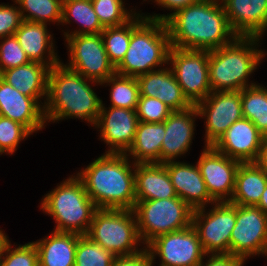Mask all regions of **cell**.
Segmentation results:
<instances>
[{"label": "cell", "mask_w": 267, "mask_h": 266, "mask_svg": "<svg viewBox=\"0 0 267 266\" xmlns=\"http://www.w3.org/2000/svg\"><path fill=\"white\" fill-rule=\"evenodd\" d=\"M260 39L262 38L237 36L231 43L209 51L212 92L241 91L257 84L252 81L249 83L248 79L266 55L264 50L258 48Z\"/></svg>", "instance_id": "cell-4"}, {"label": "cell", "mask_w": 267, "mask_h": 266, "mask_svg": "<svg viewBox=\"0 0 267 266\" xmlns=\"http://www.w3.org/2000/svg\"><path fill=\"white\" fill-rule=\"evenodd\" d=\"M197 106L173 111L165 123V136L161 145L160 163L175 161L189 151L194 136Z\"/></svg>", "instance_id": "cell-19"}, {"label": "cell", "mask_w": 267, "mask_h": 266, "mask_svg": "<svg viewBox=\"0 0 267 266\" xmlns=\"http://www.w3.org/2000/svg\"><path fill=\"white\" fill-rule=\"evenodd\" d=\"M65 39L70 59L69 63L64 64L67 68L100 84L116 73L114 65L109 61L101 33L67 36Z\"/></svg>", "instance_id": "cell-11"}, {"label": "cell", "mask_w": 267, "mask_h": 266, "mask_svg": "<svg viewBox=\"0 0 267 266\" xmlns=\"http://www.w3.org/2000/svg\"><path fill=\"white\" fill-rule=\"evenodd\" d=\"M133 211L143 246L160 235L185 229L192 224L193 209L179 197L136 200Z\"/></svg>", "instance_id": "cell-8"}, {"label": "cell", "mask_w": 267, "mask_h": 266, "mask_svg": "<svg viewBox=\"0 0 267 266\" xmlns=\"http://www.w3.org/2000/svg\"><path fill=\"white\" fill-rule=\"evenodd\" d=\"M267 185V172L255 162L241 163L236 172L235 189L230 203L256 206Z\"/></svg>", "instance_id": "cell-28"}, {"label": "cell", "mask_w": 267, "mask_h": 266, "mask_svg": "<svg viewBox=\"0 0 267 266\" xmlns=\"http://www.w3.org/2000/svg\"><path fill=\"white\" fill-rule=\"evenodd\" d=\"M0 266H39L36 246L29 242L12 248L9 240L0 254Z\"/></svg>", "instance_id": "cell-36"}, {"label": "cell", "mask_w": 267, "mask_h": 266, "mask_svg": "<svg viewBox=\"0 0 267 266\" xmlns=\"http://www.w3.org/2000/svg\"><path fill=\"white\" fill-rule=\"evenodd\" d=\"M70 1H78V0H62V2H70Z\"/></svg>", "instance_id": "cell-47"}, {"label": "cell", "mask_w": 267, "mask_h": 266, "mask_svg": "<svg viewBox=\"0 0 267 266\" xmlns=\"http://www.w3.org/2000/svg\"><path fill=\"white\" fill-rule=\"evenodd\" d=\"M50 68L38 62H29L25 65L3 71L0 77L22 94L35 98L44 106L41 99L47 97L48 75Z\"/></svg>", "instance_id": "cell-25"}, {"label": "cell", "mask_w": 267, "mask_h": 266, "mask_svg": "<svg viewBox=\"0 0 267 266\" xmlns=\"http://www.w3.org/2000/svg\"><path fill=\"white\" fill-rule=\"evenodd\" d=\"M101 25L105 27L120 26L130 21L137 13L129 12L123 0H91Z\"/></svg>", "instance_id": "cell-35"}, {"label": "cell", "mask_w": 267, "mask_h": 266, "mask_svg": "<svg viewBox=\"0 0 267 266\" xmlns=\"http://www.w3.org/2000/svg\"><path fill=\"white\" fill-rule=\"evenodd\" d=\"M22 22L19 5L0 4V38L14 35Z\"/></svg>", "instance_id": "cell-40"}, {"label": "cell", "mask_w": 267, "mask_h": 266, "mask_svg": "<svg viewBox=\"0 0 267 266\" xmlns=\"http://www.w3.org/2000/svg\"><path fill=\"white\" fill-rule=\"evenodd\" d=\"M91 82L101 85L67 68L63 62L52 67L43 106L46 124L50 121L78 118L94 126L103 101L89 85Z\"/></svg>", "instance_id": "cell-3"}, {"label": "cell", "mask_w": 267, "mask_h": 266, "mask_svg": "<svg viewBox=\"0 0 267 266\" xmlns=\"http://www.w3.org/2000/svg\"><path fill=\"white\" fill-rule=\"evenodd\" d=\"M177 83L187 99L196 105L211 92L209 51L171 47L169 61Z\"/></svg>", "instance_id": "cell-10"}, {"label": "cell", "mask_w": 267, "mask_h": 266, "mask_svg": "<svg viewBox=\"0 0 267 266\" xmlns=\"http://www.w3.org/2000/svg\"><path fill=\"white\" fill-rule=\"evenodd\" d=\"M171 47L214 50L238 35L231 29L221 0H198L177 10L166 21Z\"/></svg>", "instance_id": "cell-1"}, {"label": "cell", "mask_w": 267, "mask_h": 266, "mask_svg": "<svg viewBox=\"0 0 267 266\" xmlns=\"http://www.w3.org/2000/svg\"><path fill=\"white\" fill-rule=\"evenodd\" d=\"M8 241H9L8 236L6 235V233H4V231L0 229V254L4 250V247Z\"/></svg>", "instance_id": "cell-46"}, {"label": "cell", "mask_w": 267, "mask_h": 266, "mask_svg": "<svg viewBox=\"0 0 267 266\" xmlns=\"http://www.w3.org/2000/svg\"><path fill=\"white\" fill-rule=\"evenodd\" d=\"M86 236L115 256L136 254L141 241L133 210L98 209Z\"/></svg>", "instance_id": "cell-7"}, {"label": "cell", "mask_w": 267, "mask_h": 266, "mask_svg": "<svg viewBox=\"0 0 267 266\" xmlns=\"http://www.w3.org/2000/svg\"><path fill=\"white\" fill-rule=\"evenodd\" d=\"M143 15L137 13L131 19L129 48L115 67L119 75L138 77L166 63L169 65L171 42L166 23Z\"/></svg>", "instance_id": "cell-5"}, {"label": "cell", "mask_w": 267, "mask_h": 266, "mask_svg": "<svg viewBox=\"0 0 267 266\" xmlns=\"http://www.w3.org/2000/svg\"><path fill=\"white\" fill-rule=\"evenodd\" d=\"M146 248L150 253L152 263H155L154 259L157 256L160 257L159 266H199L207 256L192 225L179 231L160 235Z\"/></svg>", "instance_id": "cell-13"}, {"label": "cell", "mask_w": 267, "mask_h": 266, "mask_svg": "<svg viewBox=\"0 0 267 266\" xmlns=\"http://www.w3.org/2000/svg\"><path fill=\"white\" fill-rule=\"evenodd\" d=\"M111 85L110 106L136 110L140 97L139 85L136 77L122 76L117 73L101 83Z\"/></svg>", "instance_id": "cell-31"}, {"label": "cell", "mask_w": 267, "mask_h": 266, "mask_svg": "<svg viewBox=\"0 0 267 266\" xmlns=\"http://www.w3.org/2000/svg\"><path fill=\"white\" fill-rule=\"evenodd\" d=\"M197 165L210 197L215 202H230L241 162L218 152L213 146H204Z\"/></svg>", "instance_id": "cell-15"}, {"label": "cell", "mask_w": 267, "mask_h": 266, "mask_svg": "<svg viewBox=\"0 0 267 266\" xmlns=\"http://www.w3.org/2000/svg\"><path fill=\"white\" fill-rule=\"evenodd\" d=\"M230 255L244 262L251 256H267V215L258 206L236 205Z\"/></svg>", "instance_id": "cell-12"}, {"label": "cell", "mask_w": 267, "mask_h": 266, "mask_svg": "<svg viewBox=\"0 0 267 266\" xmlns=\"http://www.w3.org/2000/svg\"><path fill=\"white\" fill-rule=\"evenodd\" d=\"M0 74L30 62L15 35L0 38Z\"/></svg>", "instance_id": "cell-39"}, {"label": "cell", "mask_w": 267, "mask_h": 266, "mask_svg": "<svg viewBox=\"0 0 267 266\" xmlns=\"http://www.w3.org/2000/svg\"><path fill=\"white\" fill-rule=\"evenodd\" d=\"M31 134L25 126L0 115V149L4 154L13 155L19 143Z\"/></svg>", "instance_id": "cell-37"}, {"label": "cell", "mask_w": 267, "mask_h": 266, "mask_svg": "<svg viewBox=\"0 0 267 266\" xmlns=\"http://www.w3.org/2000/svg\"><path fill=\"white\" fill-rule=\"evenodd\" d=\"M242 115L267 137V88L259 83L241 90Z\"/></svg>", "instance_id": "cell-30"}, {"label": "cell", "mask_w": 267, "mask_h": 266, "mask_svg": "<svg viewBox=\"0 0 267 266\" xmlns=\"http://www.w3.org/2000/svg\"><path fill=\"white\" fill-rule=\"evenodd\" d=\"M212 206L209 212L206 207L193 210L191 225L207 255H230V238L236 224V205L215 202Z\"/></svg>", "instance_id": "cell-9"}, {"label": "cell", "mask_w": 267, "mask_h": 266, "mask_svg": "<svg viewBox=\"0 0 267 266\" xmlns=\"http://www.w3.org/2000/svg\"><path fill=\"white\" fill-rule=\"evenodd\" d=\"M151 256L147 248L129 256H116L112 266H153Z\"/></svg>", "instance_id": "cell-41"}, {"label": "cell", "mask_w": 267, "mask_h": 266, "mask_svg": "<svg viewBox=\"0 0 267 266\" xmlns=\"http://www.w3.org/2000/svg\"><path fill=\"white\" fill-rule=\"evenodd\" d=\"M264 136L246 118L234 122L213 147L241 163L255 162Z\"/></svg>", "instance_id": "cell-17"}, {"label": "cell", "mask_w": 267, "mask_h": 266, "mask_svg": "<svg viewBox=\"0 0 267 266\" xmlns=\"http://www.w3.org/2000/svg\"><path fill=\"white\" fill-rule=\"evenodd\" d=\"M147 1V0H143ZM198 0H154L153 2L161 7H164L167 10H173L170 14H154V15H145L147 18L159 20V21H166L172 14H174L177 10L181 8H185L186 6H189L190 4H194Z\"/></svg>", "instance_id": "cell-42"}, {"label": "cell", "mask_w": 267, "mask_h": 266, "mask_svg": "<svg viewBox=\"0 0 267 266\" xmlns=\"http://www.w3.org/2000/svg\"><path fill=\"white\" fill-rule=\"evenodd\" d=\"M80 234L51 232L50 236L37 240L39 266H75V255Z\"/></svg>", "instance_id": "cell-26"}, {"label": "cell", "mask_w": 267, "mask_h": 266, "mask_svg": "<svg viewBox=\"0 0 267 266\" xmlns=\"http://www.w3.org/2000/svg\"><path fill=\"white\" fill-rule=\"evenodd\" d=\"M14 35L30 62L44 64L50 69L61 62L47 24L23 20Z\"/></svg>", "instance_id": "cell-23"}, {"label": "cell", "mask_w": 267, "mask_h": 266, "mask_svg": "<svg viewBox=\"0 0 267 266\" xmlns=\"http://www.w3.org/2000/svg\"><path fill=\"white\" fill-rule=\"evenodd\" d=\"M165 136V123H146L139 121L137 124L134 141L125 154L131 156L132 162L160 163L161 145ZM134 159V161H133Z\"/></svg>", "instance_id": "cell-27"}, {"label": "cell", "mask_w": 267, "mask_h": 266, "mask_svg": "<svg viewBox=\"0 0 267 266\" xmlns=\"http://www.w3.org/2000/svg\"><path fill=\"white\" fill-rule=\"evenodd\" d=\"M101 105L97 123L100 138L109 147L105 153L127 154L130 149L138 124L136 110ZM108 109V110H107Z\"/></svg>", "instance_id": "cell-16"}, {"label": "cell", "mask_w": 267, "mask_h": 266, "mask_svg": "<svg viewBox=\"0 0 267 266\" xmlns=\"http://www.w3.org/2000/svg\"><path fill=\"white\" fill-rule=\"evenodd\" d=\"M256 206H258L267 215V185L262 193L259 203Z\"/></svg>", "instance_id": "cell-45"}, {"label": "cell", "mask_w": 267, "mask_h": 266, "mask_svg": "<svg viewBox=\"0 0 267 266\" xmlns=\"http://www.w3.org/2000/svg\"><path fill=\"white\" fill-rule=\"evenodd\" d=\"M196 106L199 116L206 120L205 146H213L234 122L243 118L241 91L211 92Z\"/></svg>", "instance_id": "cell-14"}, {"label": "cell", "mask_w": 267, "mask_h": 266, "mask_svg": "<svg viewBox=\"0 0 267 266\" xmlns=\"http://www.w3.org/2000/svg\"><path fill=\"white\" fill-rule=\"evenodd\" d=\"M41 201V210L56 222V232L86 235L98 210L82 181L75 175L63 180Z\"/></svg>", "instance_id": "cell-6"}, {"label": "cell", "mask_w": 267, "mask_h": 266, "mask_svg": "<svg viewBox=\"0 0 267 266\" xmlns=\"http://www.w3.org/2000/svg\"><path fill=\"white\" fill-rule=\"evenodd\" d=\"M110 251L93 242L86 235L78 238L75 266H112L114 258Z\"/></svg>", "instance_id": "cell-34"}, {"label": "cell", "mask_w": 267, "mask_h": 266, "mask_svg": "<svg viewBox=\"0 0 267 266\" xmlns=\"http://www.w3.org/2000/svg\"><path fill=\"white\" fill-rule=\"evenodd\" d=\"M109 61L116 67L124 58L131 38V20L120 26L105 27L101 32Z\"/></svg>", "instance_id": "cell-33"}, {"label": "cell", "mask_w": 267, "mask_h": 266, "mask_svg": "<svg viewBox=\"0 0 267 266\" xmlns=\"http://www.w3.org/2000/svg\"><path fill=\"white\" fill-rule=\"evenodd\" d=\"M139 85L140 96L158 98L173 111H182L190 108L193 104L183 94L182 88L177 83L171 69L159 68L136 77Z\"/></svg>", "instance_id": "cell-22"}, {"label": "cell", "mask_w": 267, "mask_h": 266, "mask_svg": "<svg viewBox=\"0 0 267 266\" xmlns=\"http://www.w3.org/2000/svg\"><path fill=\"white\" fill-rule=\"evenodd\" d=\"M62 19L60 24H70L71 20L81 24L80 29L73 32H64V38L67 36L99 34L104 27L98 20L91 0H78L70 2H62ZM71 32V33H69Z\"/></svg>", "instance_id": "cell-29"}, {"label": "cell", "mask_w": 267, "mask_h": 266, "mask_svg": "<svg viewBox=\"0 0 267 266\" xmlns=\"http://www.w3.org/2000/svg\"><path fill=\"white\" fill-rule=\"evenodd\" d=\"M129 159L125 154L104 153L76 174L98 209H134L135 163Z\"/></svg>", "instance_id": "cell-2"}, {"label": "cell", "mask_w": 267, "mask_h": 266, "mask_svg": "<svg viewBox=\"0 0 267 266\" xmlns=\"http://www.w3.org/2000/svg\"><path fill=\"white\" fill-rule=\"evenodd\" d=\"M255 163L267 172V137H264Z\"/></svg>", "instance_id": "cell-44"}, {"label": "cell", "mask_w": 267, "mask_h": 266, "mask_svg": "<svg viewBox=\"0 0 267 266\" xmlns=\"http://www.w3.org/2000/svg\"><path fill=\"white\" fill-rule=\"evenodd\" d=\"M13 2L19 5L23 20L45 24L61 23L62 0H14Z\"/></svg>", "instance_id": "cell-32"}, {"label": "cell", "mask_w": 267, "mask_h": 266, "mask_svg": "<svg viewBox=\"0 0 267 266\" xmlns=\"http://www.w3.org/2000/svg\"><path fill=\"white\" fill-rule=\"evenodd\" d=\"M205 263L201 262L199 266H243L244 261L240 258L231 256L229 254H215V255H207Z\"/></svg>", "instance_id": "cell-43"}, {"label": "cell", "mask_w": 267, "mask_h": 266, "mask_svg": "<svg viewBox=\"0 0 267 266\" xmlns=\"http://www.w3.org/2000/svg\"><path fill=\"white\" fill-rule=\"evenodd\" d=\"M136 200H156L178 197L163 163L135 164Z\"/></svg>", "instance_id": "cell-24"}, {"label": "cell", "mask_w": 267, "mask_h": 266, "mask_svg": "<svg viewBox=\"0 0 267 266\" xmlns=\"http://www.w3.org/2000/svg\"><path fill=\"white\" fill-rule=\"evenodd\" d=\"M172 112L173 110L158 98L147 96H140L136 107L138 121L146 123H162Z\"/></svg>", "instance_id": "cell-38"}, {"label": "cell", "mask_w": 267, "mask_h": 266, "mask_svg": "<svg viewBox=\"0 0 267 266\" xmlns=\"http://www.w3.org/2000/svg\"><path fill=\"white\" fill-rule=\"evenodd\" d=\"M238 36L261 37L267 31V0H221Z\"/></svg>", "instance_id": "cell-21"}, {"label": "cell", "mask_w": 267, "mask_h": 266, "mask_svg": "<svg viewBox=\"0 0 267 266\" xmlns=\"http://www.w3.org/2000/svg\"><path fill=\"white\" fill-rule=\"evenodd\" d=\"M177 196L193 210L208 207L215 201L210 197L198 165L169 161L164 163Z\"/></svg>", "instance_id": "cell-20"}, {"label": "cell", "mask_w": 267, "mask_h": 266, "mask_svg": "<svg viewBox=\"0 0 267 266\" xmlns=\"http://www.w3.org/2000/svg\"><path fill=\"white\" fill-rule=\"evenodd\" d=\"M0 115L25 126L32 134L45 128L43 105L0 77Z\"/></svg>", "instance_id": "cell-18"}]
</instances>
